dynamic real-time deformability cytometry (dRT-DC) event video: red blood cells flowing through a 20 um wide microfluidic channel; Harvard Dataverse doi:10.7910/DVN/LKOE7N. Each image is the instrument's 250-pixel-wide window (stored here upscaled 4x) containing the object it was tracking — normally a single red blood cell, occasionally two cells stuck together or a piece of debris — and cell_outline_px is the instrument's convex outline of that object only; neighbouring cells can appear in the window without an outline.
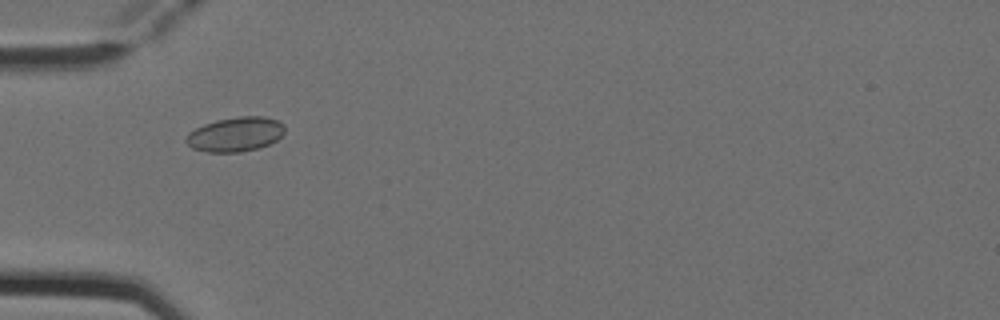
{"species": "Egyptian fruit bat (a non-hibernating species)", "species_latin": "Rousettus aegyptiacus", "temperature_condition": "cold", "stored_images_in_passage": 4, "camera_frame_rate_fps": 3000, "um_per_image_px": 0.085, "animal": {"sex": "female"}, "frame": {"image": 1, "passage_image": 2, "time_ms": 0.333, "image_size_px": [1000, 320], "cell_outline_px": [[284, 132], [276, 140], [268, 144], [256, 148], [240, 152], [208, 152], [192, 148], [184, 140], [188, 132], [204, 124], [216, 120], [236, 116], [264, 116], [276, 120], [284, 124]], "centroid_in_image_um": [19.98, 11.4], "position_along_channel_um": 65.0, "area_um2": 19.77}}
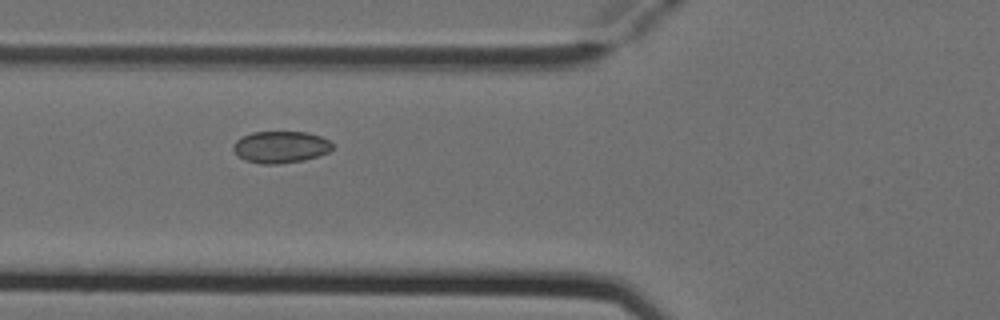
{"frame": {"image": 2, "passage_image": 3, "time_ms": 0.667, "image_size_px": [1000, 320], "cell_outline_px": [[332, 148], [328, 152], [304, 160], [280, 164], [260, 164], [244, 160], [236, 156], [232, 148], [232, 144], [236, 140], [252, 132], [308, 132], [320, 136], [328, 140], [332, 144]], "centroid_in_image_um": [23.8, 12.5], "position_along_channel_um": 102.0, "area_um2": 18.5}}
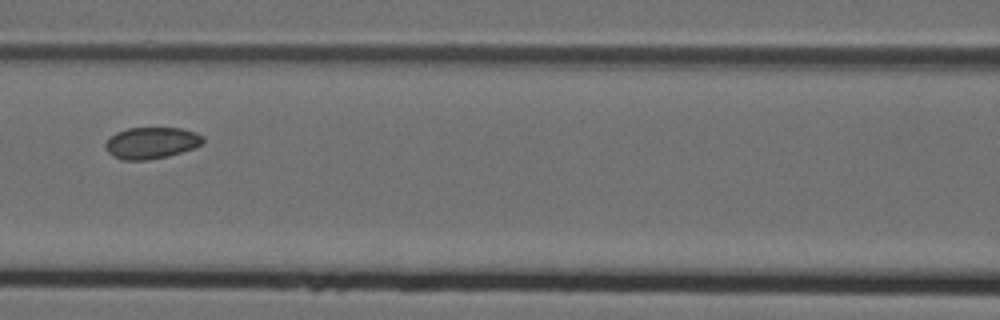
{"frame": {"image": 3, "passage_image": 4, "time_ms": 1.0, "image_size_px": [1000, 320], "cell_outline_px": [[204, 144], [168, 156], [148, 160], [120, 160], [112, 156], [104, 148], [104, 144], [108, 136], [116, 132], [128, 128], [180, 128], [196, 132], [204, 136]], "centroid_in_image_um": [12.83, 12.15], "position_along_channel_um": 153.8, "area_um2": 18.21}}